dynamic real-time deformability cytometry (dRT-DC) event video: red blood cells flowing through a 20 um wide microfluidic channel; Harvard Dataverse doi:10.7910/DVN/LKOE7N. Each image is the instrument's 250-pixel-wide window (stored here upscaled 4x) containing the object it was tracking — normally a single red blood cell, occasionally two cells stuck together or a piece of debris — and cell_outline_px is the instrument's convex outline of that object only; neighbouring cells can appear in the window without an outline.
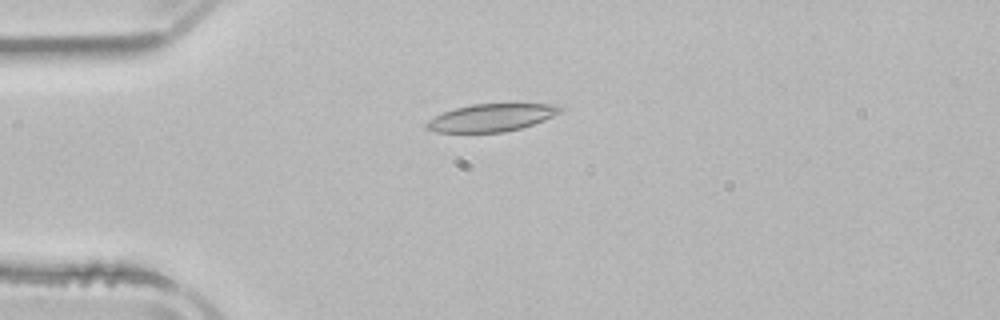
{"species": "common noctule bat (a hibernating species)", "species_latin": "Nyctalus noctula", "temperature_condition": "room temperature", "stored_images_in_passage": 3, "camera_frame_rate_fps": 3000, "um_per_image_px": 0.085, "animal": {"sex": "male", "body_mass_g": 21.5, "forearm_length_mm": 52.0}, "frame": {"image": 1, "passage_image": 3, "time_ms": 2.667, "image_size_px": [1000, 320], "cell_outline_px": [[564, 108], [560, 112], [544, 120], [520, 128], [504, 132], [436, 132], [424, 128], [424, 124], [428, 120], [444, 112], [456, 108], [472, 104], [564, 104]], "centroid_in_image_um": [41.78, 9.99], "position_along_channel_um": 43.2, "area_um2": 21.39}}